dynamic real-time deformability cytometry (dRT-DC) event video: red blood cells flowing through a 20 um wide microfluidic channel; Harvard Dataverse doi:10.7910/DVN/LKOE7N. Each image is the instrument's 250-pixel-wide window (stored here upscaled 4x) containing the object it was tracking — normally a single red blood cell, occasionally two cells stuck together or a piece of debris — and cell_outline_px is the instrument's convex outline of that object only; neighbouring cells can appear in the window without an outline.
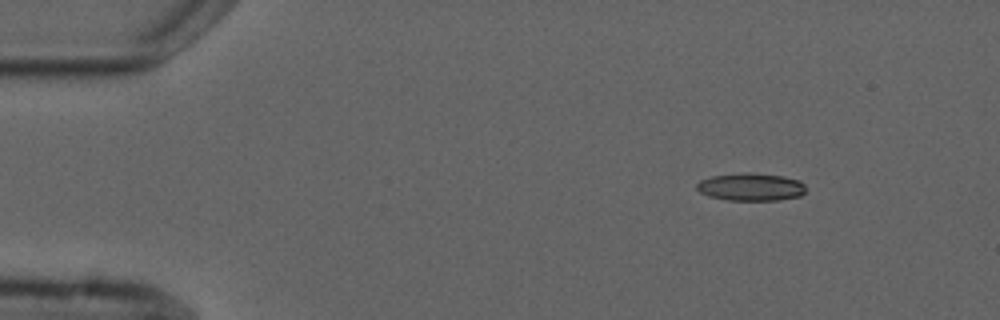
{"species": "common noctule bat (a hibernating species)", "species_latin": "Nyctalus noctula", "temperature_condition": "cold", "stored_images_in_passage": 4, "camera_frame_rate_fps": 3000, "um_per_image_px": 0.085, "animal": {"sex": "male", "forearm_length_mm": 52.5}, "frame": {"image": 1, "passage_image": 1, "time_ms": 0.0, "image_size_px": [1000, 320], "cell_outline_px": [[804, 192], [800, 196], [780, 200], [728, 200], [708, 196], [700, 192], [696, 188], [696, 184], [700, 180], [712, 176], [744, 172], [748, 172], [784, 176], [800, 180], [804, 184]], "centroid_in_image_um": [63.82, 15.88], "position_along_channel_um": 21.2, "area_um2": 17.69}}
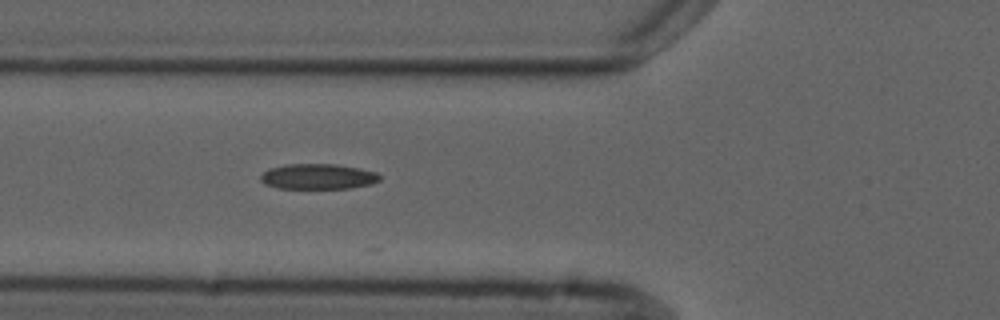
{"frame": {"image": 2, "passage_image": 4, "time_ms": 4.333, "image_size_px": [1000, 320], "cell_outline_px": [[380, 180], [372, 184], [348, 188], [276, 188], [264, 184], [260, 180], [260, 176], [268, 168], [284, 164], [336, 164], [360, 168], [376, 172], [380, 176]], "centroid_in_image_um": [27.01, 15.0], "position_along_channel_um": 98.8, "area_um2": 17.74}}